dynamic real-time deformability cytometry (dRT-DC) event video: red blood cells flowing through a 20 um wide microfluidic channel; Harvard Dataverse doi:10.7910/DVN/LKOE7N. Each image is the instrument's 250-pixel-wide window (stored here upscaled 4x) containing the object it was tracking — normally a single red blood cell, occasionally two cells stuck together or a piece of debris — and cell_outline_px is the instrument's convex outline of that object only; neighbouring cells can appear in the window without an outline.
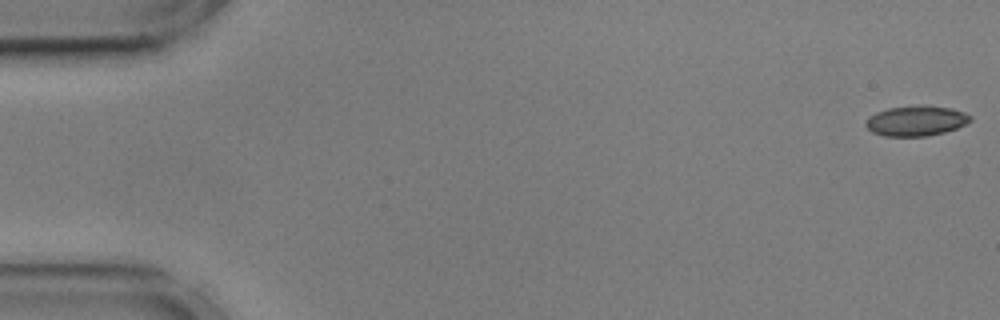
{"species": "common noctule bat (a hibernating species)", "species_latin": "Nyctalus noctula", "temperature_condition": "cold", "stored_images_in_passage": 56, "camera_frame_rate_fps": 3000, "um_per_image_px": 0.085, "animal": {"sex": "male", "body_mass_g": 17.9, "forearm_length_mm": 54.2}, "frame": {"image": 1, "passage_image": 1, "time_ms": 0.0, "image_size_px": [1000, 320], "cell_outline_px": [[972, 120], [968, 124], [944, 132], [928, 136], [884, 136], [872, 132], [864, 124], [876, 112], [888, 108], [924, 104], [952, 108], [964, 112], [972, 116]], "centroid_in_image_um": [77.92, 10.26], "position_along_channel_um": 7.1, "area_um2": 18.55}}
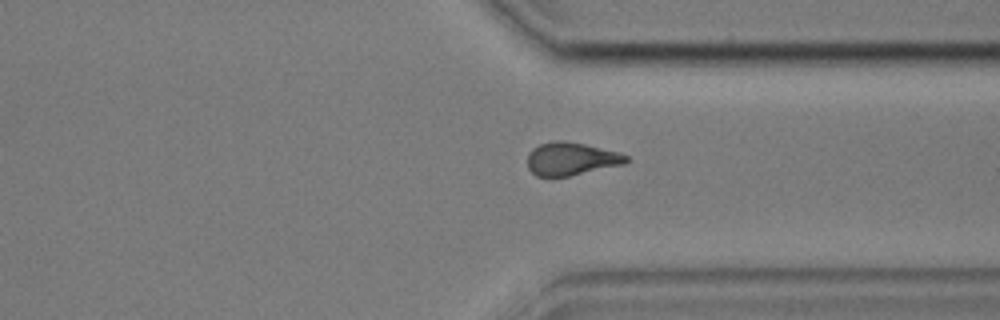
{"frame": {"image": 2, "passage_image": 42, "time_ms": 13.667, "image_size_px": [1000, 320], "cell_outline_px": [[628, 160], [624, 164], [568, 176], [536, 176], [528, 168], [528, 152], [532, 148], [540, 144], [552, 140], [564, 140], [584, 144], [620, 152], [628, 156]], "centroid_in_image_um": [48.53, 13.48], "position_along_channel_um": 362.9, "area_um2": 18.96}}
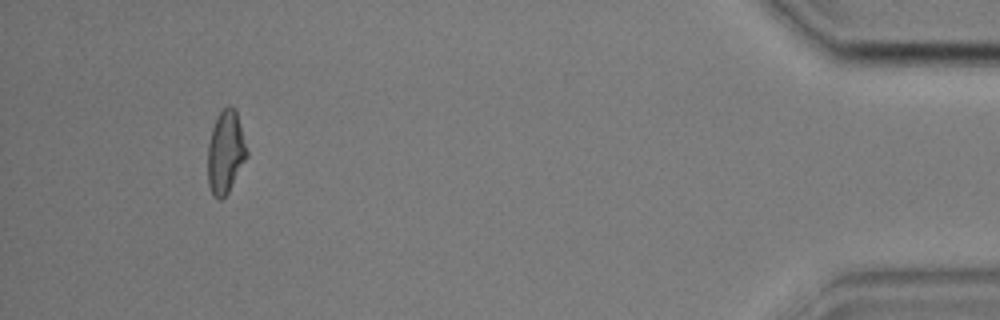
{"frame": {"image": 3, "passage_image": 52, "time_ms": 17.0, "image_size_px": [1000, 320], "cell_outline_px": [[248, 156], [228, 192], [220, 200], [212, 196], [208, 184], [208, 144], [212, 128], [220, 112], [228, 104], [236, 108], [248, 152]], "centroid_in_image_um": [19.18, 12.93], "position_along_channel_um": 416.0, "area_um2": 18.9}, "authors_computed_cell_mechanics": {"area_um2": 19.3052, "velocity_mm_per_s": 3.6072, "shape_relaxation_time_tau1_ms": 4.7151, "shape_relaxation_time_tau2_ms": 4.9336, "deformation_change_tau1": 0.1582, "deformation_change_tau2": 0.1334}}